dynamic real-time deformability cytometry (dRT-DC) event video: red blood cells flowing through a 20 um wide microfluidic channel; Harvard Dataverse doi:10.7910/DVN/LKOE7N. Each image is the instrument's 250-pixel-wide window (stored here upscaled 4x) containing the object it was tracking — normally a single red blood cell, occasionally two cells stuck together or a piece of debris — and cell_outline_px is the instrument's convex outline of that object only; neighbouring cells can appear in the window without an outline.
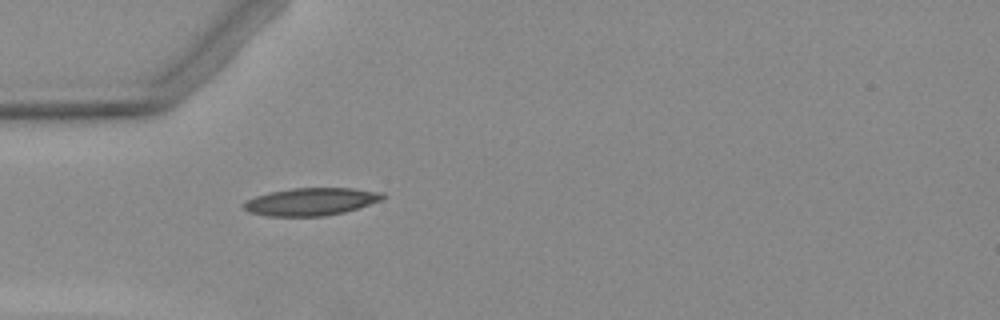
{"species": "Egyptian fruit bat (a non-hibernating species)", "species_latin": "Rousettus aegyptiacus", "temperature_condition": "warm", "stored_images_in_passage": 4, "camera_frame_rate_fps": 3000, "um_per_image_px": 0.085, "animal": {"sex": "female"}, "frame": {"image": 1, "passage_image": 4, "time_ms": 4.333, "image_size_px": [1000, 320], "cell_outline_px": [[388, 196], [380, 200], [344, 212], [324, 216], [268, 216], [248, 212], [240, 204], [256, 196], [268, 192], [292, 188], [352, 188], [384, 192]], "centroid_in_image_um": [26.42, 17.13], "position_along_channel_um": 58.6, "area_um2": 22.37}}